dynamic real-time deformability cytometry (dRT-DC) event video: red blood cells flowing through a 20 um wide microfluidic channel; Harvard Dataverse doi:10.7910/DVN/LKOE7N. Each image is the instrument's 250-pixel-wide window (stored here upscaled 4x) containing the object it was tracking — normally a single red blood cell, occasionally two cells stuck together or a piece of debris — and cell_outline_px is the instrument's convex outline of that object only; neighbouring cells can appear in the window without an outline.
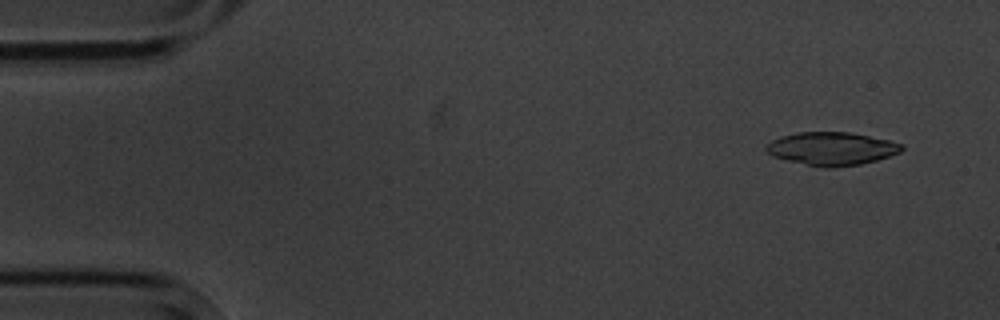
{"species": "common noctule bat (a hibernating species)", "species_latin": "Nyctalus noctula", "temperature_condition": "cold", "stored_images_in_passage": 4, "camera_frame_rate_fps": 3000, "um_per_image_px": 0.085, "animal": {"sex": "male", "body_mass_g": 20.1, "forearm_length_mm": 53.5}, "frame": {"image": 1, "passage_image": 1, "time_ms": 0.0, "image_size_px": [1000, 320], "cell_outline_px": [[904, 148], [900, 152], [876, 160], [860, 164], [832, 168], [824, 168], [788, 160], [772, 156], [764, 148], [772, 140], [780, 136], [796, 132], [852, 132], [888, 140], [904, 144]], "centroid_in_image_um": [70.69, 12.63], "position_along_channel_um": 14.3, "area_um2": 26.13}}
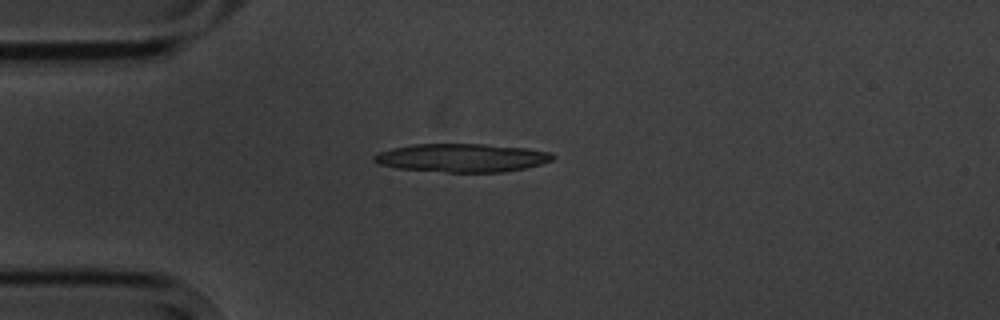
{"frame": {"image": 2, "passage_image": 4, "time_ms": 3.333, "image_size_px": [1000, 320], "cell_outline_px": [[556, 156], [552, 160], [540, 164], [524, 168], [504, 172], [448, 172], [396, 168], [376, 164], [372, 160], [372, 156], [376, 152], [392, 148], [416, 144], [484, 144], [528, 148], [552, 152]], "centroid_in_image_um": [39.23, 13.41], "position_along_channel_um": 45.8, "area_um2": 29.77}}